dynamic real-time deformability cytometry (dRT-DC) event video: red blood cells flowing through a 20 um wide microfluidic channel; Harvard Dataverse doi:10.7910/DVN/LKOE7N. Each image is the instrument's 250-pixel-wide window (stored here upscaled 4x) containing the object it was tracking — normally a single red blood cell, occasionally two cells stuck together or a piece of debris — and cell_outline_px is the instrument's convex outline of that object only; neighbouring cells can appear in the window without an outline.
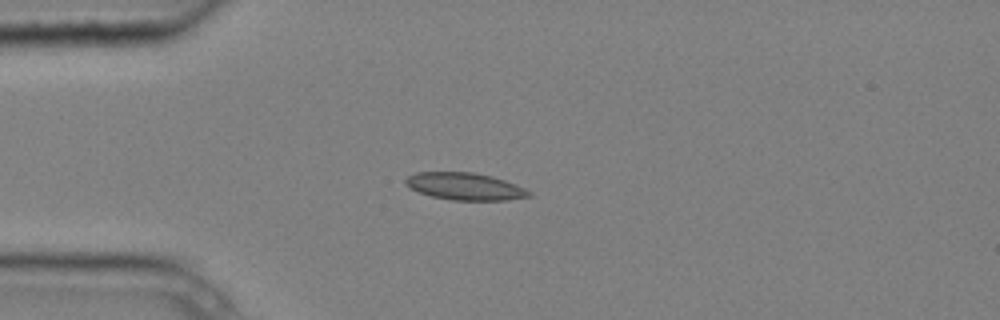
{"species": "common noctule bat (a hibernating species)", "species_latin": "Nyctalus noctula", "temperature_condition": "cold", "stored_images_in_passage": 4, "camera_frame_rate_fps": 3000, "um_per_image_px": 0.085, "animal": {"sex": "male", "body_mass_g": 20.4}, "frame": {"image": 1, "passage_image": 2, "time_ms": 0.333, "image_size_px": [1000, 320], "cell_outline_px": [[532, 196], [508, 200], [452, 200], [432, 196], [420, 192], [404, 184], [404, 180], [408, 176], [416, 172], [472, 172], [492, 176], [516, 184], [532, 192]], "centroid_in_image_um": [39.54, 15.84], "position_along_channel_um": 45.5, "area_um2": 19.54}}
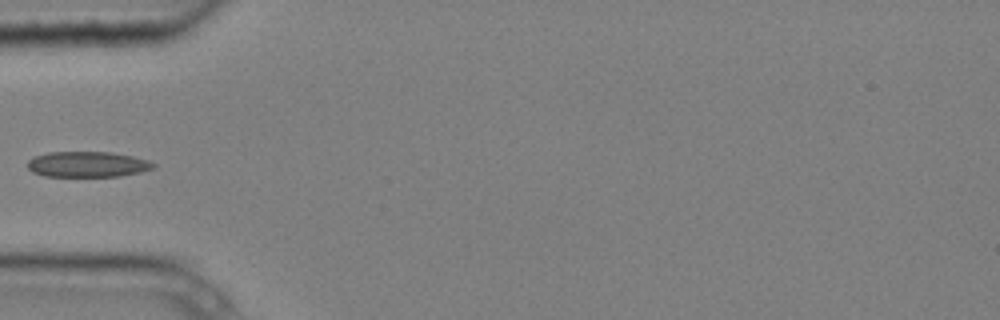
{"frame": {"image": 2, "passage_image": 3, "time_ms": 0.667, "image_size_px": [1000, 320], "cell_outline_px": [[156, 168], [140, 172], [120, 176], [44, 176], [32, 172], [28, 168], [28, 160], [32, 156], [48, 152], [112, 152], [132, 156], [148, 160], [156, 164]], "centroid_in_image_um": [7.43, 13.96], "position_along_channel_um": 77.6, "area_um2": 18.9}}
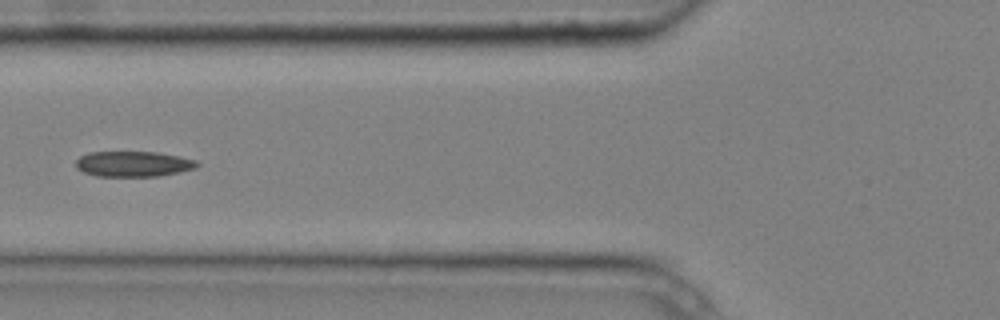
{"frame": {"image": 3, "passage_image": 4, "time_ms": 1.0, "image_size_px": [1000, 320], "cell_outline_px": [[200, 164], [196, 168], [180, 172], [156, 176], [96, 176], [84, 172], [76, 168], [76, 160], [80, 156], [88, 152], [156, 152], [180, 156], [196, 160]], "centroid_in_image_um": [11.34, 13.93], "position_along_channel_um": 114.5, "area_um2": 18.03}}